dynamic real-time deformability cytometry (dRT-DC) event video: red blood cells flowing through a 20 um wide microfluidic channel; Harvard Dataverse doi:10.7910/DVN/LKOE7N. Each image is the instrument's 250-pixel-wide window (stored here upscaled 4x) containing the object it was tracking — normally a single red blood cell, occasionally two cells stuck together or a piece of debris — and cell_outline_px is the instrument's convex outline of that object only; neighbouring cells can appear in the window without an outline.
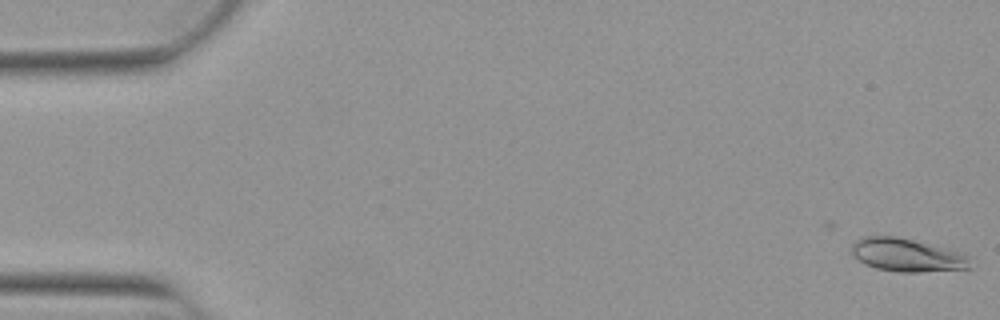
{"species": "Egyptian fruit bat (a non-hibernating species)", "species_latin": "Rousettus aegyptiacus", "temperature_condition": "warm", "stored_images_in_passage": 52, "camera_frame_rate_fps": 3000, "um_per_image_px": 0.085, "animal": {"sex": "female"}, "frame": {"image": 1, "passage_image": 1, "time_ms": 0.0, "image_size_px": [1000, 320], "cell_outline_px": [[972, 268], [920, 272], [900, 272], [876, 268], [864, 264], [852, 256], [852, 244], [856, 240], [864, 236], [896, 236], [952, 248], [964, 252], [968, 256]], "centroid_in_image_um": [77.13, 21.67], "position_along_channel_um": 7.9, "area_um2": 23.35}}
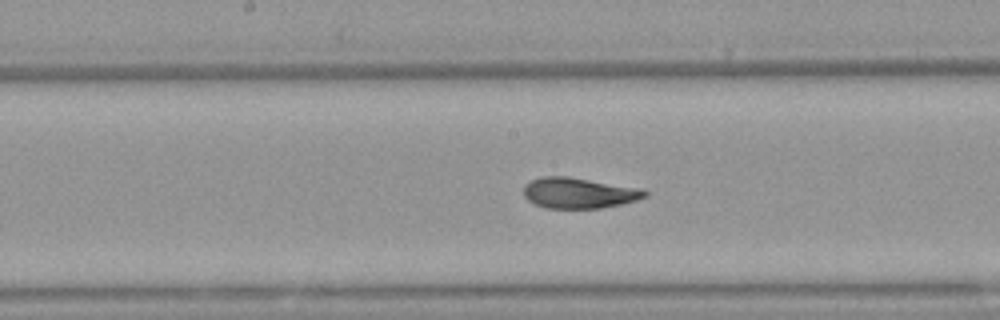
{"frame": {"image": 2, "passage_image": 27, "time_ms": 8.667, "image_size_px": [1000, 320], "cell_outline_px": [[648, 196], [636, 200], [620, 204], [600, 208], [544, 208], [528, 200], [524, 196], [524, 184], [540, 176], [568, 176], [640, 188], [648, 192]], "centroid_in_image_um": [49.19, 16.39], "position_along_channel_um": 199.0, "area_um2": 21.68}}
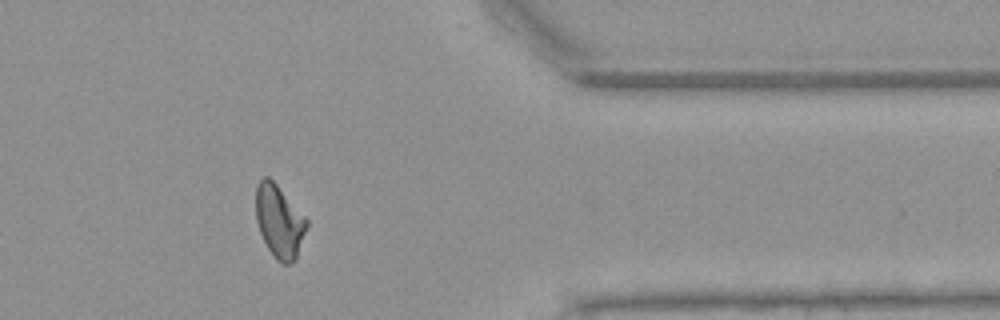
{"frame": {"image": 3, "passage_image": 43, "time_ms": 14.0, "image_size_px": [1000, 320], "cell_outline_px": [[308, 224], [296, 260], [292, 264], [280, 264], [276, 260], [268, 248], [260, 232], [256, 220], [256, 184], [264, 176], [268, 176], [276, 184], [308, 220]], "centroid_in_image_um": [23.74, 18.84], "position_along_channel_um": 387.7, "area_um2": 21.5}, "authors_computed_cell_mechanics": {"area_um2": 22.0218, "velocity_mm_per_s": 3.8925, "shape_relaxation_time_tau1_ms": 6.0361, "shape_relaxation_time_tau2_ms": 0.7761, "deformation_change_tau1": 0.1846, "deformation_change_tau2": 0.0487}}